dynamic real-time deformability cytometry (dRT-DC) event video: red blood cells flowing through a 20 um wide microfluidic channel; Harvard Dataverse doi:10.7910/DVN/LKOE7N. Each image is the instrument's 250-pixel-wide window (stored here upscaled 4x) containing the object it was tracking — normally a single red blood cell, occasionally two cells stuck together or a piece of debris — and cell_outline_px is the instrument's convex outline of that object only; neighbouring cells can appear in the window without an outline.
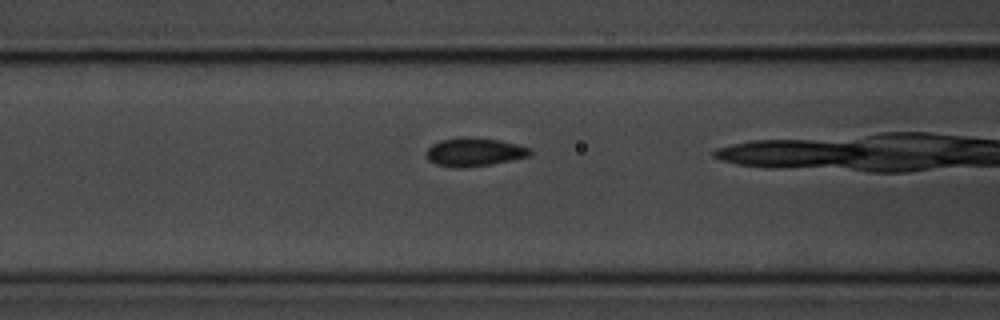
{"species": "common noctule bat (a hibernating species)", "species_latin": "Nyctalus noctula", "temperature_condition": "room temperature", "stored_images_in_passage": 4, "camera_frame_rate_fps": 3000, "um_per_image_px": 0.085, "animal": {"sex": "male", "body_mass_g": 20.1, "forearm_length_mm": 53.5}, "frame": {"image": 1, "passage_image": 3, "time_ms": 3.0, "image_size_px": [1000, 320], "cell_outline_px": [[532, 152], [528, 156], [512, 160], [492, 164], [460, 168], [456, 168], [436, 164], [428, 160], [424, 152], [432, 144], [440, 140], [460, 136], [472, 136], [500, 140], [516, 144], [528, 148]], "centroid_in_image_um": [40.26, 12.91], "position_along_channel_um": 126.3, "area_um2": 17.4}}